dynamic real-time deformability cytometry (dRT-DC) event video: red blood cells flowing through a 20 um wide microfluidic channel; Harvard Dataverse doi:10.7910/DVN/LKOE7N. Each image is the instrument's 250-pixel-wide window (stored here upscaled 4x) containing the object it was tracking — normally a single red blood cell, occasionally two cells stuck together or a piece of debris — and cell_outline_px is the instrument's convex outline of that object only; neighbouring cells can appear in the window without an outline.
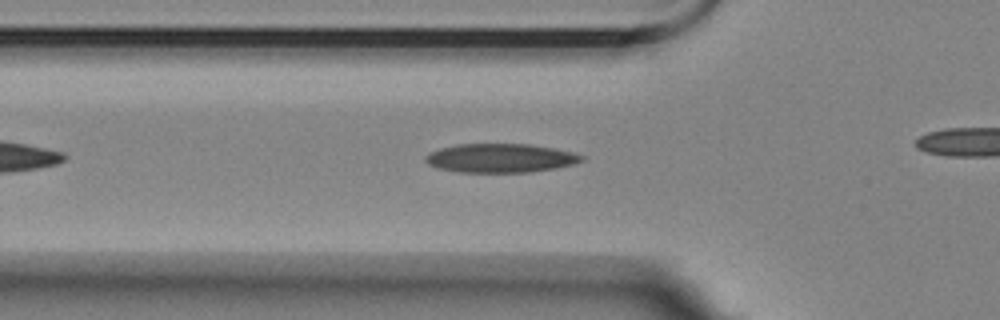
{"species": "Egyptian fruit bat (a non-hibernating species)", "species_latin": "Rousettus aegyptiacus", "temperature_condition": "room temperature", "stored_images_in_passage": 22, "camera_frame_rate_fps": 3000, "um_per_image_px": 0.085, "animal": {"sex": "female"}, "frame": {"image": 1, "passage_image": 4, "time_ms": 1.0, "image_size_px": [1000, 320], "cell_outline_px": [[584, 160], [572, 164], [556, 168], [532, 172], [456, 172], [436, 168], [428, 164], [424, 160], [424, 156], [440, 148], [456, 144], [528, 144], [552, 148], [572, 152], [584, 156]], "centroid_in_image_um": [42.5, 13.44], "position_along_channel_um": 83.3, "area_um2": 26.3}}
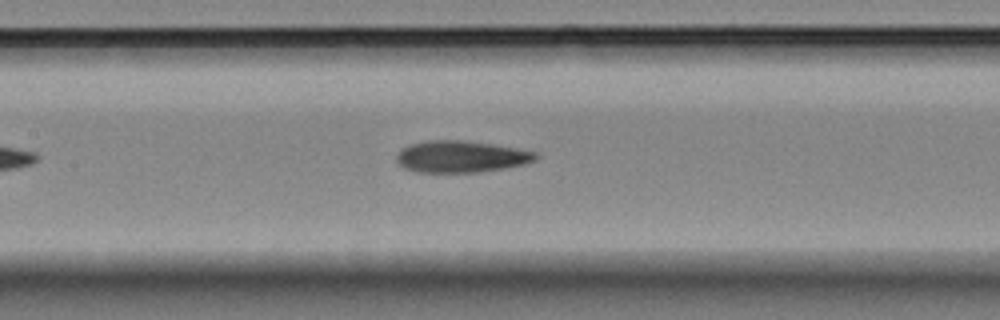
{"frame": {"image": 2, "passage_image": 11, "time_ms": 3.333, "image_size_px": [1000, 320], "cell_outline_px": [[540, 156], [536, 160], [524, 164], [504, 168], [480, 172], [416, 172], [404, 168], [396, 160], [396, 156], [404, 148], [412, 144], [428, 140], [460, 140], [492, 144], [536, 152]], "centroid_in_image_um": [39.21, 13.32], "position_along_channel_um": 168.2, "area_um2": 25.49}}
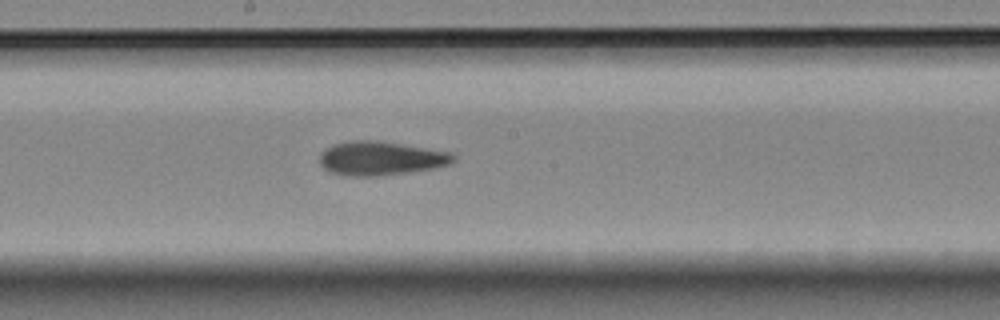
{"frame": {"image": 3, "passage_image": 15, "time_ms": 4.667, "image_size_px": [1000, 320], "cell_outline_px": [[456, 160], [452, 164], [436, 168], [380, 176], [352, 176], [328, 172], [320, 164], [320, 152], [324, 148], [332, 144], [348, 140], [376, 140], [452, 152], [456, 156]], "centroid_in_image_um": [32.37, 13.45], "position_along_channel_um": 215.8, "area_um2": 26.82}}